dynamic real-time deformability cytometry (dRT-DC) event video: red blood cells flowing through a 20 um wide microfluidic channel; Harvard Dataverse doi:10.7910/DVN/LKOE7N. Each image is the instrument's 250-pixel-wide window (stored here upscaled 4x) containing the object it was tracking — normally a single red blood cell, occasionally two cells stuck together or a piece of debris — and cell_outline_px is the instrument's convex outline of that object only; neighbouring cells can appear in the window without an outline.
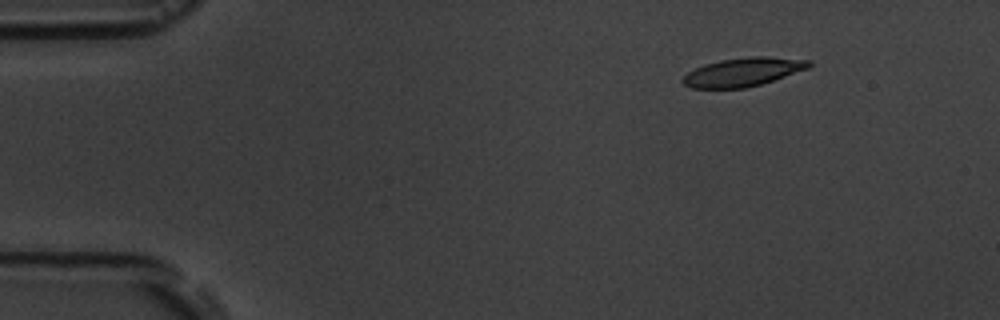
{"species": "common noctule bat (a hibernating species)", "species_latin": "Nyctalus noctula", "temperature_condition": "room temperature", "stored_images_in_passage": 3, "camera_frame_rate_fps": 3000, "um_per_image_px": 0.085, "animal": {"sex": "male", "body_mass_g": 19.5, "forearm_length_mm": 54.6}, "frame": {"image": 1, "passage_image": 1, "time_ms": 0.0, "image_size_px": [1000, 320], "cell_outline_px": [[812, 64], [808, 68], [760, 84], [744, 88], [692, 88], [684, 84], [680, 80], [688, 72], [704, 64], [720, 60], [752, 56], [768, 56], [812, 60]], "centroid_in_image_um": [63.15, 6.11], "position_along_channel_um": 21.9, "area_um2": 20.87}}